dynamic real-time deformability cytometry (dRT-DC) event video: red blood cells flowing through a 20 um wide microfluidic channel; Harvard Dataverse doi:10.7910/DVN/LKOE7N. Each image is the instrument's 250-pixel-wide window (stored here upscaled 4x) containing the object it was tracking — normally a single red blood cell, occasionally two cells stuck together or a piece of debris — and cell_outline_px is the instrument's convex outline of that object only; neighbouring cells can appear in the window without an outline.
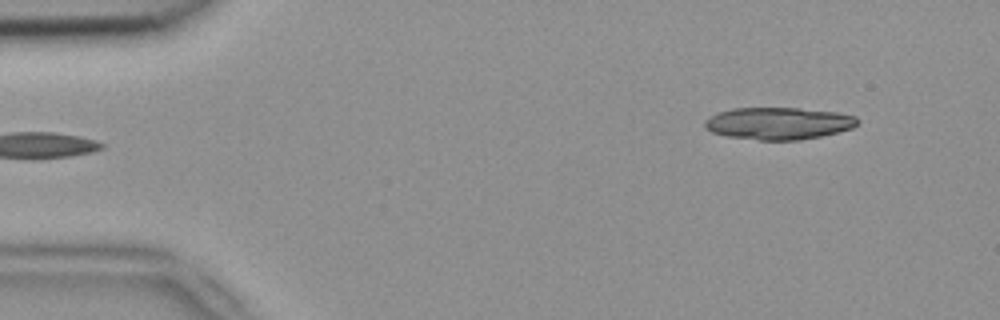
{"species": "common noctule bat (a hibernating species)", "species_latin": "Nyctalus noctula", "temperature_condition": "room temperature", "stored_images_in_passage": 6, "segment_of_instrument_passage": [2, 2], "camera_frame_rate_fps": 3000, "um_per_image_px": 0.085, "animal": {"sex": "female", "body_mass_g": 18.4}, "frame": {"image": 1, "passage_image": 6, "time_ms": 1.667, "image_size_px": [1000, 320], "cell_outline_px": [[860, 120], [852, 128], [820, 136], [800, 140], [760, 140], [728, 136], [712, 132], [704, 128], [704, 120], [720, 112], [732, 108], [800, 108], [836, 112], [856, 116]], "centroid_in_image_um": [66.17, 10.48], "position_along_channel_um": 18.8, "area_um2": 28.5}}